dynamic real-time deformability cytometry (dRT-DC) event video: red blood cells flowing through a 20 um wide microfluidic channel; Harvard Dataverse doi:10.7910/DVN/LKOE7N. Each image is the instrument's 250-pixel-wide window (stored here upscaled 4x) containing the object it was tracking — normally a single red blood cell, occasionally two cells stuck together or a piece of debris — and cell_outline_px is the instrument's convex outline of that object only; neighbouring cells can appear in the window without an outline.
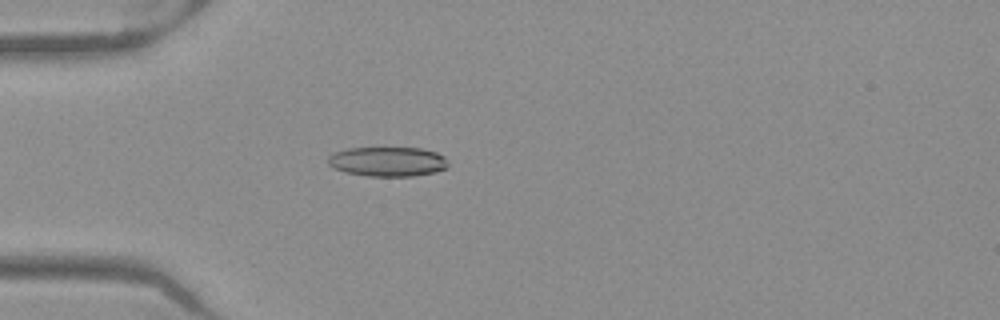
{"species": "Egyptian fruit bat (a non-hibernating species)", "species_latin": "Rousettus aegyptiacus", "temperature_condition": "warm", "stored_images_in_passage": 51, "camera_frame_rate_fps": 3000, "um_per_image_px": 0.085, "frame": {"image": 1, "passage_image": 15, "time_ms": 4.667, "image_size_px": [1000, 320], "cell_outline_px": [[448, 168], [436, 172], [412, 176], [368, 176], [344, 172], [328, 164], [328, 156], [336, 152], [348, 148], [420, 148], [436, 152], [444, 156], [448, 164]], "centroid_in_image_um": [32.98, 13.74], "position_along_channel_um": 52.0, "area_um2": 20.69}}
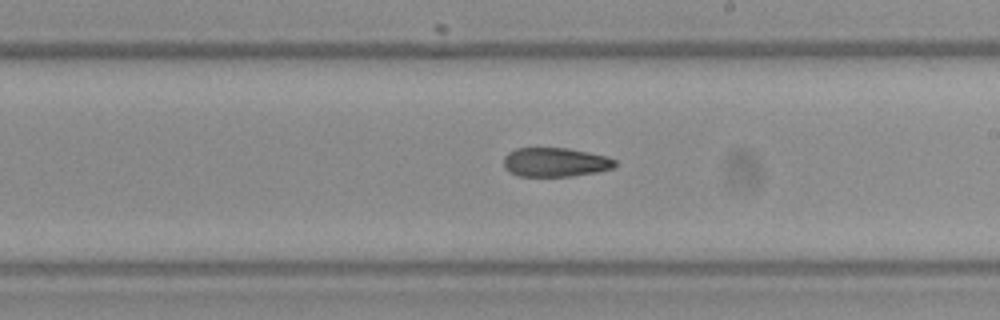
{"frame": {"image": 2, "passage_image": 30, "time_ms": 9.667, "image_size_px": [1000, 320], "cell_outline_px": [[616, 164], [612, 168], [596, 172], [572, 176], [520, 176], [508, 172], [504, 168], [504, 156], [508, 152], [516, 148], [568, 148], [608, 156], [616, 160]], "centroid_in_image_um": [47.18, 13.78], "position_along_channel_um": 241.8, "area_um2": 18.96}}
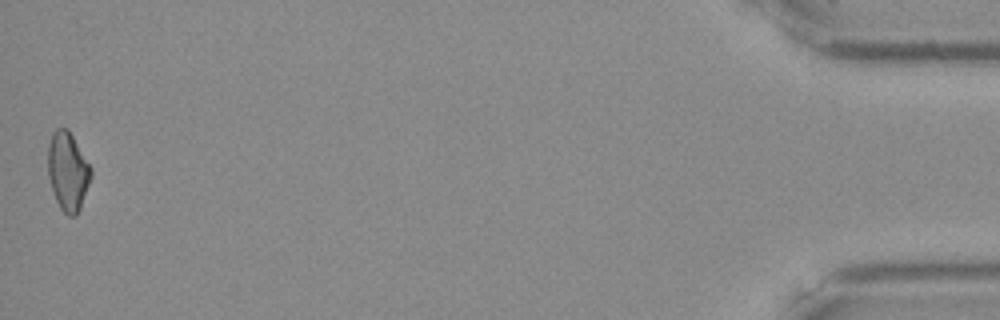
{"frame": {"image": 3, "passage_image": 51, "time_ms": 16.667, "image_size_px": [1000, 320], "cell_outline_px": [[92, 176], [80, 208], [76, 216], [68, 216], [60, 208], [56, 200], [48, 176], [48, 144], [52, 132], [56, 128], [68, 128], [92, 168]], "centroid_in_image_um": [5.77, 14.54], "position_along_channel_um": 429.4, "area_um2": 19.77}, "authors_computed_cell_mechanics": {"area_um2": 19.9988, "velocity_mm_per_s": 4.0057, "shape_relaxation_time_tau1_ms": null, "shape_relaxation_time_tau2_ms": 7.6332, "deformation_change_tau1": null, "deformation_change_tau2": 0.1594}}